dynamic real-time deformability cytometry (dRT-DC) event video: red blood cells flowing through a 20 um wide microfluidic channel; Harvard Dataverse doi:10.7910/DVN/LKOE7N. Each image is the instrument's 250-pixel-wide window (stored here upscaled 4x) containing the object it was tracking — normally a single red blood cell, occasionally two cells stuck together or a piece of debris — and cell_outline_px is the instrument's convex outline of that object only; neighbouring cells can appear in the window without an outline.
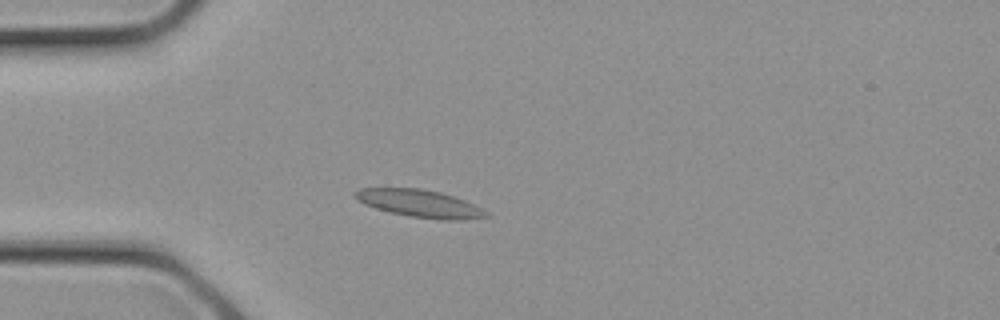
{"species": "common noctule bat (a hibernating species)", "species_latin": "Nyctalus noctula", "temperature_condition": "cold", "stored_images_in_passage": 8, "camera_frame_rate_fps": 3000, "um_per_image_px": 0.085, "animal": {"sex": "female", "body_mass_g": 21.9}, "frame": {"image": 1, "passage_image": 2, "time_ms": 0.333, "image_size_px": [1000, 320], "cell_outline_px": [[492, 216], [464, 220], [440, 220], [408, 216], [376, 208], [364, 204], [356, 200], [352, 196], [352, 192], [360, 188], [420, 188], [440, 192], [464, 200], [488, 212]], "centroid_in_image_um": [35.65, 17.3], "position_along_channel_um": 49.4, "area_um2": 21.1}}
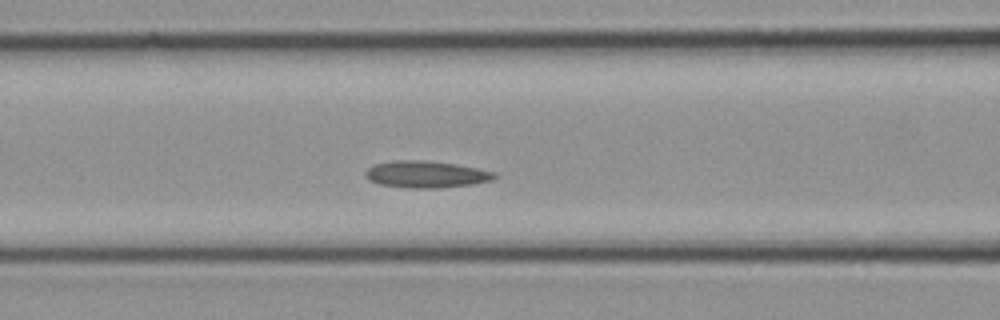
{"frame": {"image": 2, "passage_image": 6, "time_ms": 1.667, "image_size_px": [1000, 320], "cell_outline_px": [[500, 176], [492, 180], [472, 184], [440, 188], [412, 188], [380, 184], [368, 180], [364, 172], [368, 168], [376, 164], [396, 160], [420, 160], [456, 164], [496, 172]], "centroid_in_image_um": [36.25, 14.82], "position_along_channel_um": 130.3, "area_um2": 20.11}}
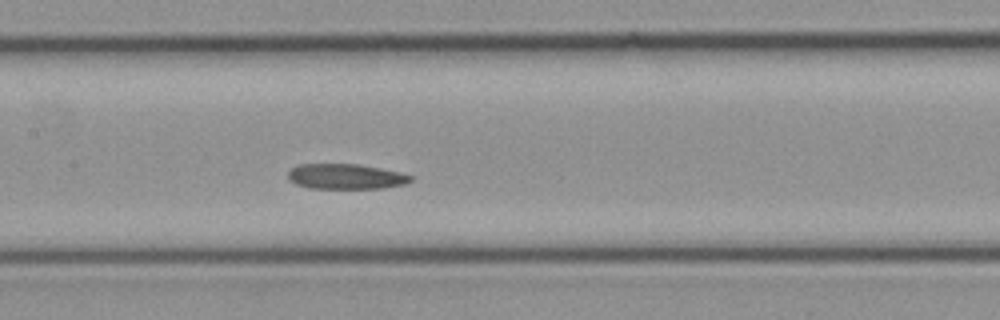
{"frame": {"image": 3, "passage_image": 8, "time_ms": 2.333, "image_size_px": [1000, 320], "cell_outline_px": [[412, 180], [404, 184], [384, 188], [308, 188], [296, 184], [288, 180], [288, 172], [292, 168], [300, 164], [356, 164], [380, 168], [400, 172], [412, 176]], "centroid_in_image_um": [29.37, 15.0], "position_along_channel_um": 178.0, "area_um2": 17.98}}